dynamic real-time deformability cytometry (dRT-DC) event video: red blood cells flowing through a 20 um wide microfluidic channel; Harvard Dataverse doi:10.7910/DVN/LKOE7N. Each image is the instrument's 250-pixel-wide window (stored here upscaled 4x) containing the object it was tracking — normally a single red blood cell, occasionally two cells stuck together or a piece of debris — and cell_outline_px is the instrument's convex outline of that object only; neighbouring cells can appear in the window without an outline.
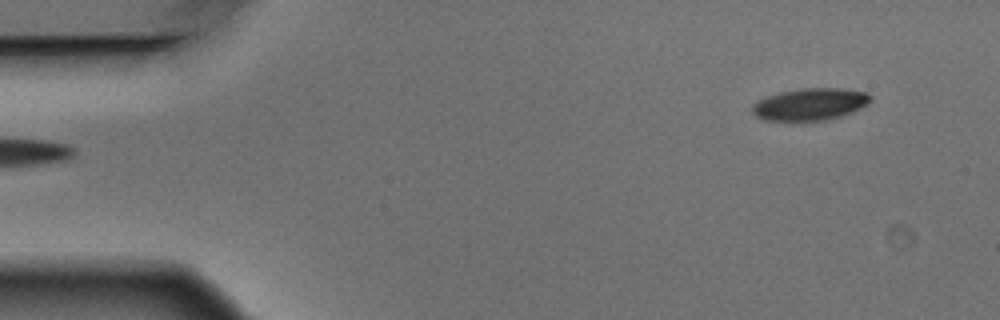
{"species": "Egyptian fruit bat (a non-hibernating species)", "species_latin": "Rousettus aegyptiacus", "temperature_condition": "warm", "stored_images_in_passage": 6, "segment_of_instrument_passage": [2, 2], "camera_frame_rate_fps": 3000, "um_per_image_px": 0.085, "animal": {"sex": "male"}, "frame": {"image": 1, "passage_image": 6, "time_ms": 1.667, "image_size_px": [1000, 320], "cell_outline_px": [[872, 100], [868, 104], [860, 108], [840, 116], [828, 120], [764, 120], [756, 116], [752, 112], [752, 104], [768, 96], [780, 92], [800, 88], [840, 88], [868, 92], [872, 96]], "centroid_in_image_um": [68.89, 8.85], "position_along_channel_um": 16.1, "area_um2": 22.02}}